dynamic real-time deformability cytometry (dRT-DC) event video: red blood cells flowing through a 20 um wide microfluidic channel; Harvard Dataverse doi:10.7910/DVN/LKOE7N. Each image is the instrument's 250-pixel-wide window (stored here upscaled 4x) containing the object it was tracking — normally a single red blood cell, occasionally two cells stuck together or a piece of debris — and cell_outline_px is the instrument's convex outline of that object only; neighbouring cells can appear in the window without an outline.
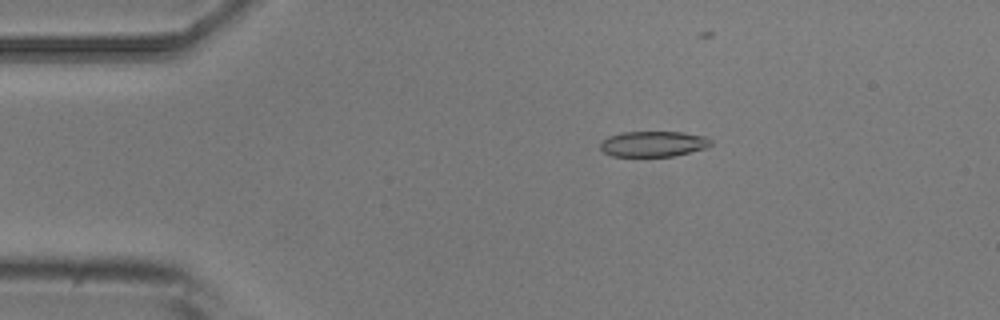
{"species": "common noctule bat (a hibernating species)", "species_latin": "Nyctalus noctula", "temperature_condition": "room temperature", "stored_images_in_passage": 9, "camera_frame_rate_fps": 3000, "um_per_image_px": 0.085, "animal": {"sex": "male", "body_mass_g": 20.5, "forearm_length_mm": 52.5}, "frame": {"image": 1, "passage_image": 1, "time_ms": 0.0, "image_size_px": [1000, 320], "cell_outline_px": [[712, 144], [704, 148], [672, 156], [612, 156], [604, 152], [600, 148], [600, 144], [608, 136], [620, 132], [684, 132], [704, 136], [712, 140]], "centroid_in_image_um": [55.51, 12.22], "position_along_channel_um": 29.5, "area_um2": 16.36}}
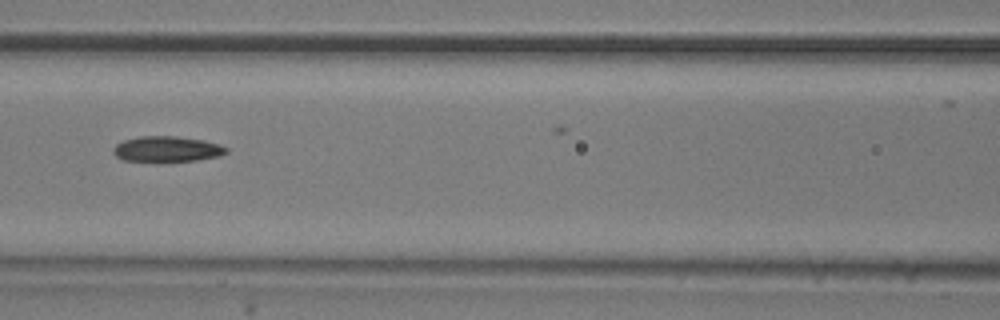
{"frame": {"image": 2, "passage_image": 5, "time_ms": 4.667, "image_size_px": [1000, 320], "cell_outline_px": [[228, 152], [220, 156], [196, 160], [156, 164], [124, 160], [116, 156], [112, 152], [112, 148], [116, 144], [124, 140], [140, 136], [176, 136], [204, 140], [220, 144], [228, 148]], "centroid_in_image_um": [14.17, 12.71], "position_along_channel_um": 152.4, "area_um2": 17.63}}
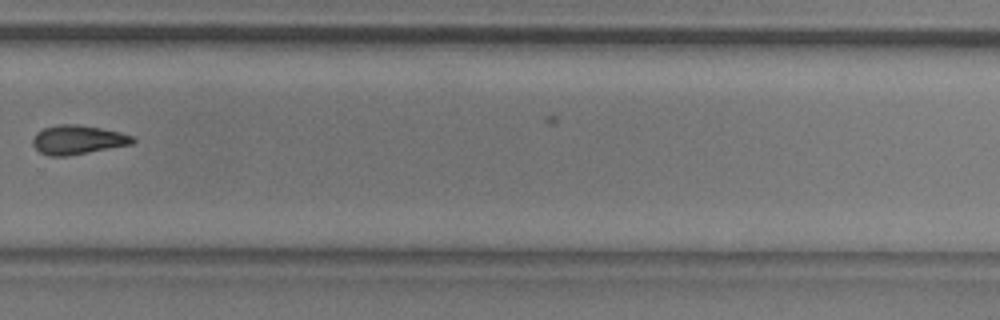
{"frame": {"image": 3, "passage_image": 9, "time_ms": 9.333, "image_size_px": [1000, 320], "cell_outline_px": [[136, 140], [132, 144], [68, 156], [48, 156], [40, 152], [32, 144], [32, 140], [36, 132], [44, 128], [60, 124], [76, 124], [100, 128], [120, 132], [136, 136]], "centroid_in_image_um": [6.62, 11.88], "position_along_channel_um": 323.2, "area_um2": 16.99}}